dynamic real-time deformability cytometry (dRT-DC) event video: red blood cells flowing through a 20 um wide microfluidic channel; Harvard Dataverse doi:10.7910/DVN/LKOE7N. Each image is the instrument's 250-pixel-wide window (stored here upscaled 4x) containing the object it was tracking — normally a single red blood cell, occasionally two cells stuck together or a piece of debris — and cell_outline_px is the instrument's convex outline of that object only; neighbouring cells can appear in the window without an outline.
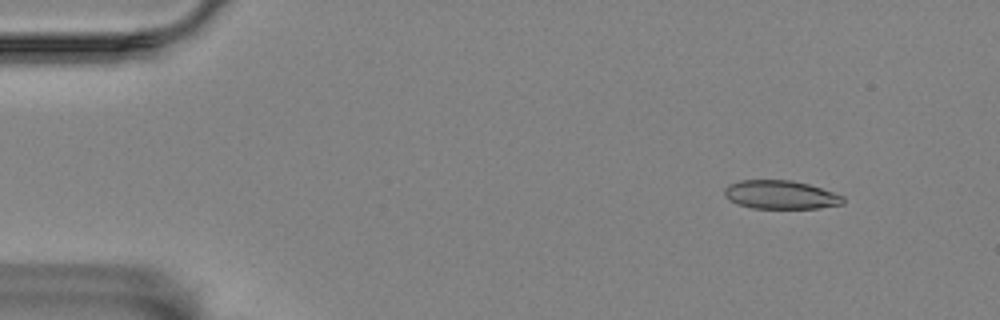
{"species": "Egyptian fruit bat (a non-hibernating species)", "species_latin": "Rousettus aegyptiacus", "temperature_condition": "room temperature", "stored_images_in_passage": 57, "camera_frame_rate_fps": 3000, "um_per_image_px": 0.085, "animal": {"sex": "female"}, "frame": {"image": 1, "passage_image": 5, "time_ms": 1.333, "image_size_px": [1000, 320], "cell_outline_px": [[844, 204], [820, 208], [752, 208], [736, 204], [728, 200], [724, 196], [724, 188], [728, 184], [740, 180], [792, 180], [808, 184], [844, 196]], "centroid_in_image_um": [66.31, 16.55], "position_along_channel_um": 18.7, "area_um2": 19.88}}
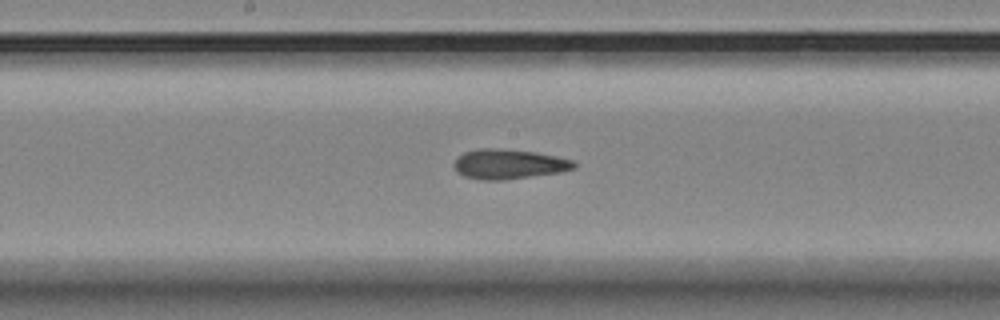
{"frame": {"image": 2, "passage_image": 29, "time_ms": 9.333, "image_size_px": [1000, 320], "cell_outline_px": [[576, 168], [560, 172], [504, 180], [480, 180], [464, 176], [456, 172], [452, 164], [464, 152], [476, 148], [496, 148], [536, 152], [556, 156], [572, 160], [576, 164]], "centroid_in_image_um": [43.22, 13.95], "position_along_channel_um": 205.0, "area_um2": 20.92}}
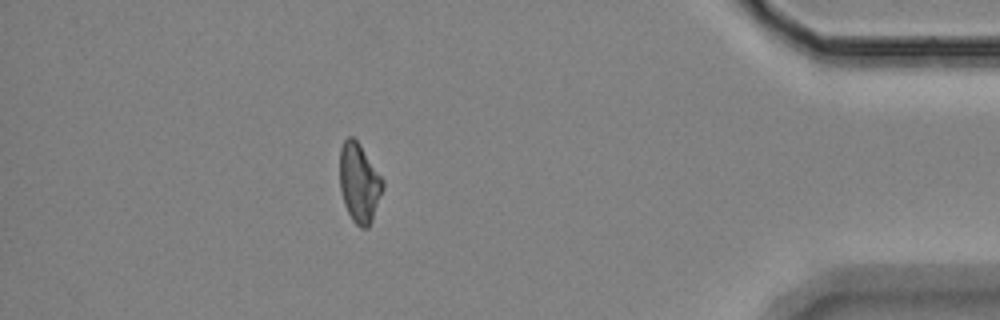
{"frame": {"image": 3, "passage_image": 50, "time_ms": 16.333, "image_size_px": [1000, 320], "cell_outline_px": [[384, 188], [372, 220], [368, 228], [360, 228], [352, 220], [344, 204], [340, 188], [340, 148], [344, 140], [348, 136], [352, 136], [360, 144], [384, 180]], "centroid_in_image_um": [30.54, 15.55], "position_along_channel_um": 404.7, "area_um2": 19.94}, "authors_computed_cell_mechanics": {"area_um2": 20.3456, "velocity_mm_per_s": 3.4672, "shape_relaxation_time_tau1_ms": 6.8608, "shape_relaxation_time_tau2_ms": 2.3383, "deformation_change_tau1": 0.1718, "deformation_change_tau2": 0.1132}}